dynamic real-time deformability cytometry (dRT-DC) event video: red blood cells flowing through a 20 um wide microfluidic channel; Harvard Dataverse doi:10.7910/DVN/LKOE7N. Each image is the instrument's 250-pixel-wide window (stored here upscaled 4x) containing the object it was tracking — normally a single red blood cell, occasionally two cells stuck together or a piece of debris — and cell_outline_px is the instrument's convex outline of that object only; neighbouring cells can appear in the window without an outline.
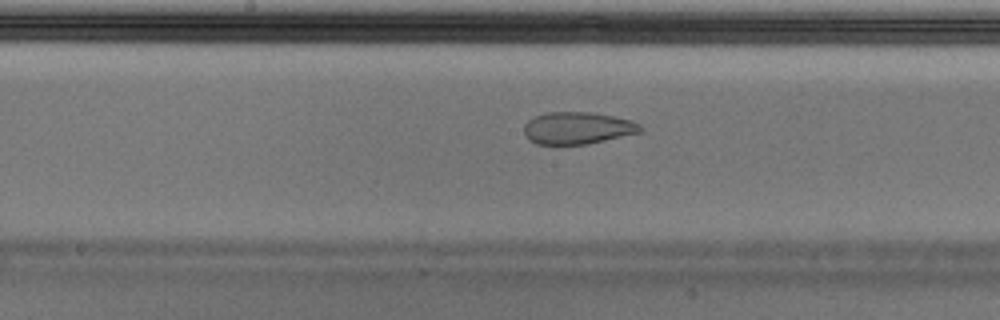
{"species": "Egyptian fruit bat (a non-hibernating species)", "species_latin": "Rousettus aegyptiacus", "temperature_condition": "cold", "stored_images_in_passage": 46, "camera_frame_rate_fps": 3000, "um_per_image_px": 0.085, "animal": {"sex": "male"}, "frame": {"image": 1, "passage_image": 20, "time_ms": 6.333, "image_size_px": [1000, 320], "cell_outline_px": [[644, 128], [640, 132], [588, 144], [536, 144], [528, 140], [524, 136], [524, 124], [532, 116], [548, 112], [592, 112], [632, 120], [640, 124]], "centroid_in_image_um": [49.05, 10.88], "position_along_channel_um": 199.1, "area_um2": 21.96}, "authors_computed_cell_mechanics": {"area_um2": 25.9233, "velocity_mm_per_s": 3.7221, "shape_relaxation_time_tau1_ms": null, "shape_relaxation_time_tau2_ms": 1.5819, "deformation_change_tau1": null, "deformation_change_tau2": 0.077}}